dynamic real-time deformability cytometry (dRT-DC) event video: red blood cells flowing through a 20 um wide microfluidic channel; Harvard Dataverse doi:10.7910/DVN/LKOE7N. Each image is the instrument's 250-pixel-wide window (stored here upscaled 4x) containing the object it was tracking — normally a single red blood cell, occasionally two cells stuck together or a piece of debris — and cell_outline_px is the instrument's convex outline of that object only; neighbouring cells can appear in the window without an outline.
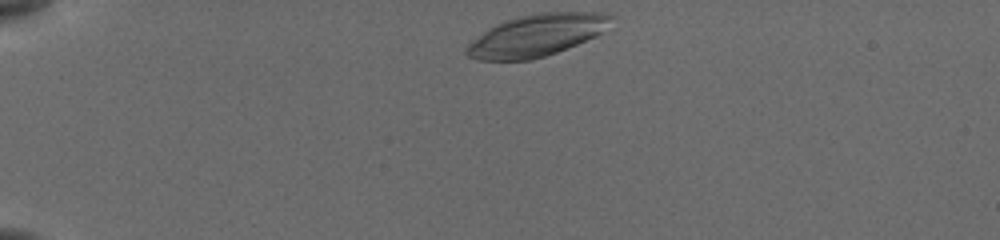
{"species": "common noctule bat (a hibernating species)", "species_latin": "Nyctalus noctula", "temperature_condition": "cold", "stored_images_in_passage": 42, "camera_frame_rate_fps": 3000, "um_per_image_px": 0.085, "animal": {"sex": "female", "body_mass_g": 19.5, "forearm_length_mm": 54.1}, "frame": {"image": 1, "passage_image": 1, "time_ms": 0.0, "image_size_px": [1000, 240], "cell_outline_px": [[612, 16], [600, 32], [596, 36], [556, 52], [544, 56], [528, 60], [480, 60], [468, 56], [464, 52], [464, 48], [468, 44], [488, 28], [504, 20], [520, 16], [540, 12], [580, 12]], "centroid_in_image_um": [45.49, 3.02], "position_along_channel_um": 39.5, "area_um2": 34.45}}